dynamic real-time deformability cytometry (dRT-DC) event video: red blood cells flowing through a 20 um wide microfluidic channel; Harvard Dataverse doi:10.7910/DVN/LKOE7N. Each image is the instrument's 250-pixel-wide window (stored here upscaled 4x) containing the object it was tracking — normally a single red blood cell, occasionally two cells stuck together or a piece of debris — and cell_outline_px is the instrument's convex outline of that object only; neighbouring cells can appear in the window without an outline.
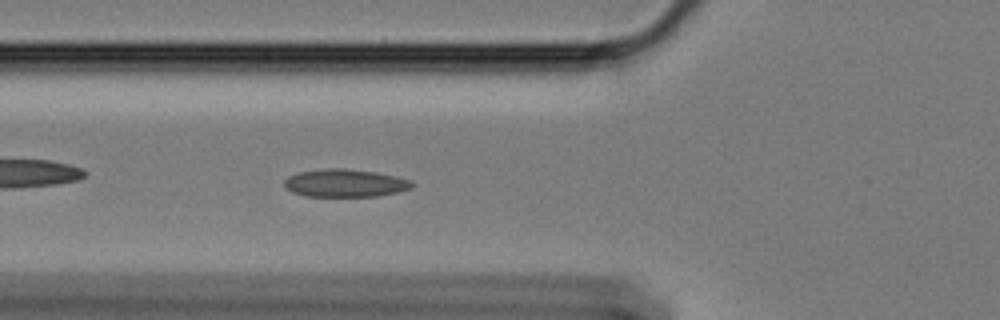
{"species": "Egyptian fruit bat (a non-hibernating species)", "species_latin": "Rousettus aegyptiacus", "temperature_condition": "cold", "stored_images_in_passage": 45, "camera_frame_rate_fps": 3000, "um_per_image_px": 0.085, "animal": {"sex": "female"}, "frame": {"image": 1, "passage_image": 7, "time_ms": 2.0, "image_size_px": [1000, 320], "cell_outline_px": [[416, 184], [412, 188], [400, 192], [376, 196], [304, 196], [292, 192], [284, 188], [284, 180], [288, 176], [300, 172], [328, 168], [344, 168], [376, 172], [396, 176], [412, 180]], "centroid_in_image_um": [29.36, 15.56], "position_along_channel_um": 96.4, "area_um2": 20.92}}
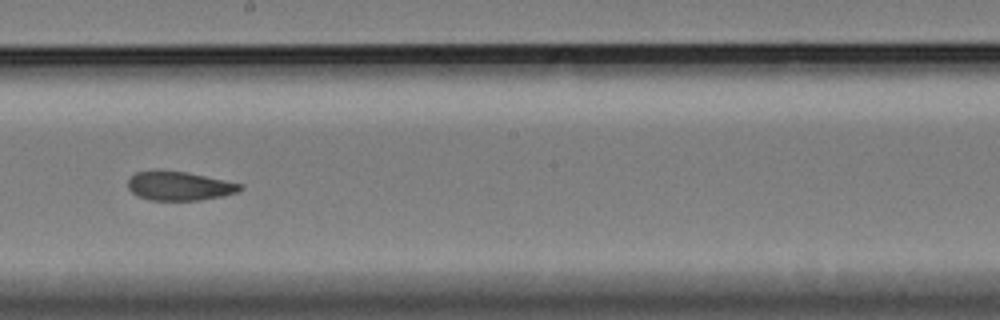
{"frame": {"image": 2, "passage_image": 19, "time_ms": 6.0, "image_size_px": [1000, 320], "cell_outline_px": [[244, 188], [236, 192], [224, 196], [200, 200], [148, 200], [136, 196], [128, 188], [128, 180], [136, 172], [188, 172], [244, 184]], "centroid_in_image_um": [15.29, 15.83], "position_along_channel_um": 232.9, "area_um2": 18.73}}
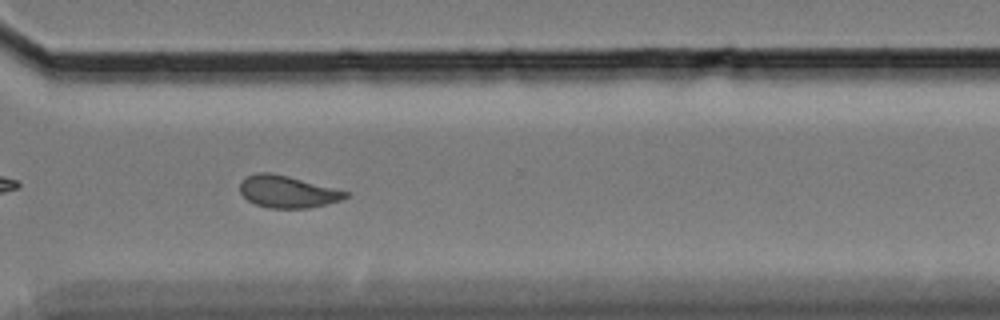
{"frame": {"image": 3, "passage_image": 29, "time_ms": 9.333, "image_size_px": [1000, 320], "cell_outline_px": [[348, 196], [340, 200], [308, 208], [268, 208], [256, 204], [248, 200], [240, 192], [240, 180], [256, 172], [272, 172], [288, 176], [348, 192]], "centroid_in_image_um": [24.38, 16.28], "position_along_channel_um": 346.2, "area_um2": 19.48}}